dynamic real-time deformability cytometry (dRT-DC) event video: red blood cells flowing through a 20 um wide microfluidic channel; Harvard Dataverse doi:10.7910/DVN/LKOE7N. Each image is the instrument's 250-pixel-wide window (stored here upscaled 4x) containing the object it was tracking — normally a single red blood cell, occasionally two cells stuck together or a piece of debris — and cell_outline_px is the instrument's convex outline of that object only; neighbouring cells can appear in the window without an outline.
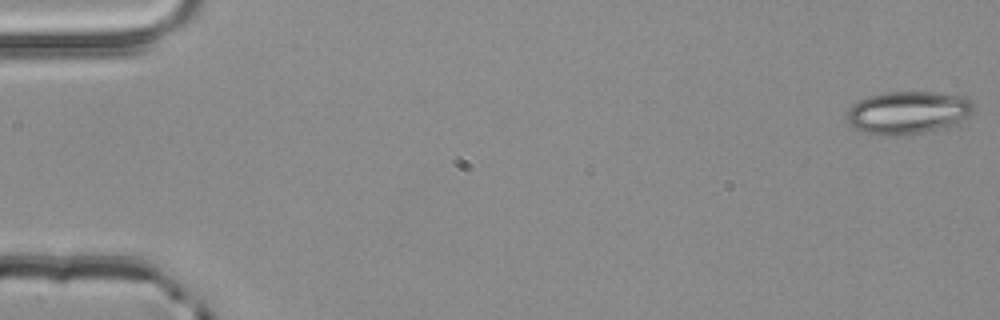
{"species": "common noctule bat (a hibernating species)", "species_latin": "Nyctalus noctula", "temperature_condition": "room temperature", "stored_images_in_passage": 3, "camera_frame_rate_fps": 3000, "um_per_image_px": 0.085, "animal": {"sex": "male", "body_mass_g": 20.4}, "frame": {"image": 1, "passage_image": 3, "time_ms": 0.667, "image_size_px": [1000, 320], "cell_outline_px": [[976, 108], [960, 124], [944, 128], [920, 132], [888, 136], [880, 136], [864, 132], [856, 128], [848, 120], [848, 108], [852, 104], [868, 96], [888, 92], [936, 92], [964, 96], [972, 100]], "centroid_in_image_um": [77.24, 9.56], "position_along_channel_um": 7.8, "area_um2": 31.73}}